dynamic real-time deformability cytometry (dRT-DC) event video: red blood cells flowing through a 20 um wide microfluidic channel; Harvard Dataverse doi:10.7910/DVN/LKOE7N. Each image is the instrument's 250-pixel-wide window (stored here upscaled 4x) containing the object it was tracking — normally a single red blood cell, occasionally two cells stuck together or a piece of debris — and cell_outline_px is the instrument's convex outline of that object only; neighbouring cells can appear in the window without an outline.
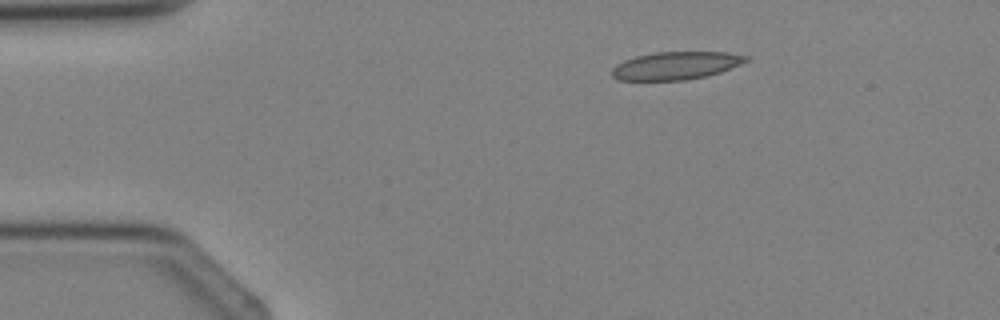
{"species": "Egyptian fruit bat (a non-hibernating species)", "species_latin": "Rousettus aegyptiacus", "temperature_condition": "cold", "stored_images_in_passage": 3, "camera_frame_rate_fps": 3000, "um_per_image_px": 0.085, "animal": {"sex": "female"}, "frame": {"image": 1, "passage_image": 3, "time_ms": 2.333, "image_size_px": [1000, 320], "cell_outline_px": [[748, 60], [740, 64], [720, 72], [704, 76], [684, 80], [620, 80], [612, 76], [612, 68], [616, 64], [624, 60], [636, 56], [656, 52], [728, 52], [748, 56]], "centroid_in_image_um": [57.43, 5.57], "position_along_channel_um": 27.6, "area_um2": 21.56}}